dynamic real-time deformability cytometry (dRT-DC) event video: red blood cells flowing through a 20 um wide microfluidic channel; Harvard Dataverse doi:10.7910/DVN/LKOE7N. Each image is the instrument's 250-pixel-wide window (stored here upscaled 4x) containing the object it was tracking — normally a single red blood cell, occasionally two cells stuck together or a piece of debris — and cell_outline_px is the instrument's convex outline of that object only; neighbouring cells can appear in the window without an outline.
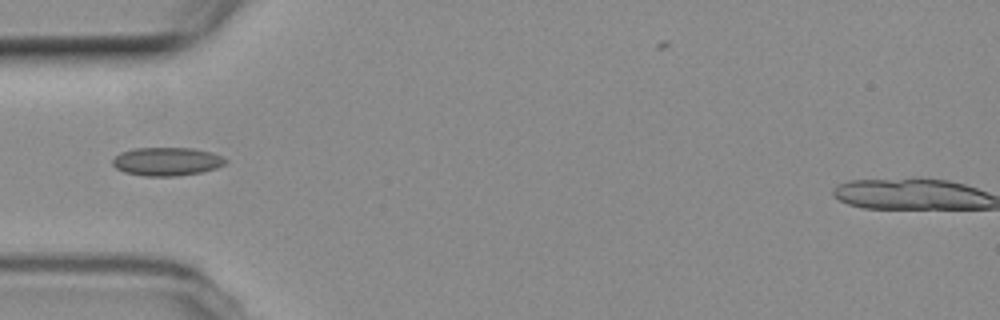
{"species": "common noctule bat (a hibernating species)", "species_latin": "Nyctalus noctula", "temperature_condition": "room temperature", "stored_images_in_passage": 7, "camera_frame_rate_fps": 3000, "um_per_image_px": 0.085, "animal": {"sex": "female", "body_mass_g": 19.3, "forearm_length_mm": 54.1}, "frame": {"image": 1, "passage_image": 5, "time_ms": 5.333, "image_size_px": [1000, 320], "cell_outline_px": [[228, 160], [224, 164], [216, 168], [200, 172], [176, 176], [144, 176], [124, 172], [116, 168], [112, 164], [112, 160], [120, 152], [136, 148], [192, 148], [212, 152]], "centroid_in_image_um": [14.16, 13.72], "position_along_channel_um": 70.8, "area_um2": 18.61}}
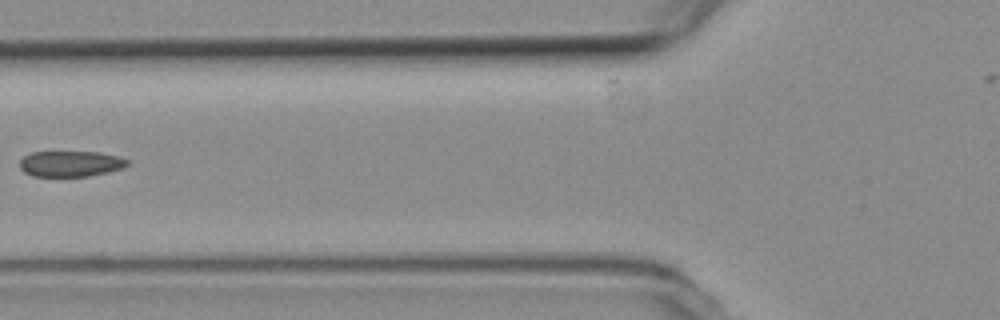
{"frame": {"image": 2, "passage_image": 6, "time_ms": 6.667, "image_size_px": [1000, 320], "cell_outline_px": [[128, 164], [120, 168], [108, 172], [88, 176], [32, 176], [24, 172], [20, 168], [20, 160], [24, 156], [32, 152], [100, 152], [120, 156], [128, 160]], "centroid_in_image_um": [5.98, 13.91], "position_along_channel_um": 119.8, "area_um2": 16.13}}
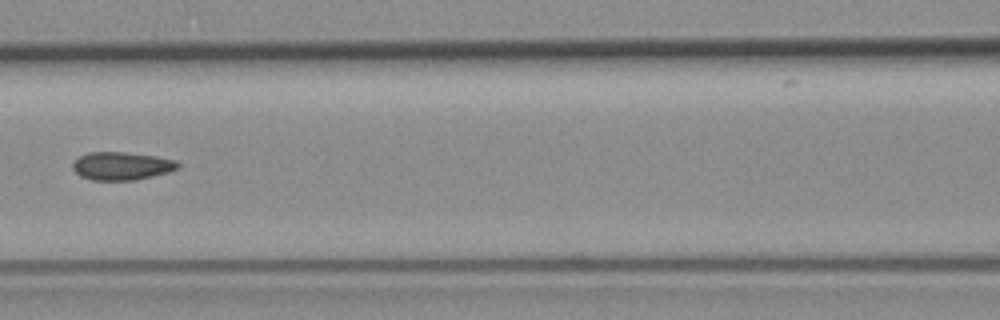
{"frame": {"image": 3, "passage_image": 7, "time_ms": 7.667, "image_size_px": [1000, 320], "cell_outline_px": [[180, 168], [168, 172], [136, 180], [92, 180], [80, 176], [72, 168], [72, 164], [80, 156], [88, 152], [124, 152], [156, 156], [176, 160], [180, 164]], "centroid_in_image_um": [10.36, 14.1], "position_along_channel_um": 156.2, "area_um2": 17.22}}